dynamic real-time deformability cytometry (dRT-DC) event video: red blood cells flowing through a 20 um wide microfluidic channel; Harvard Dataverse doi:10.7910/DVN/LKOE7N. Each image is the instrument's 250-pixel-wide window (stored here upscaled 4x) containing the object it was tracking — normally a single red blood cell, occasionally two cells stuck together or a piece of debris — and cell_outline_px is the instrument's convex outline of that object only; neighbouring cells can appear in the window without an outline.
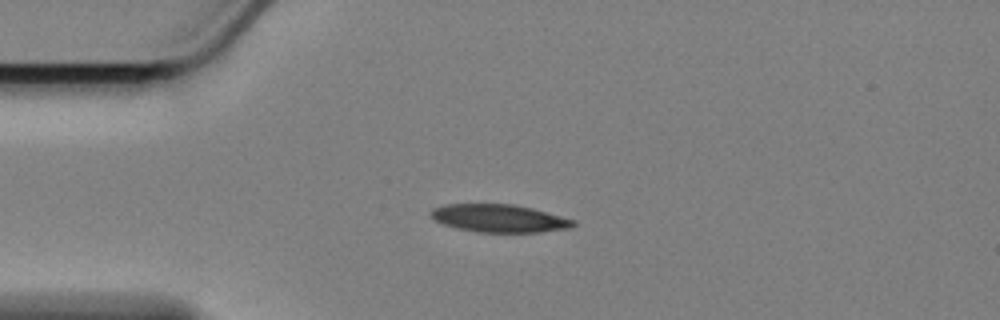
{"species": "Egyptian fruit bat (a non-hibernating species)", "species_latin": "Rousettus aegyptiacus", "temperature_condition": "cold", "stored_images_in_passage": 45, "camera_frame_rate_fps": 3000, "um_per_image_px": 0.085, "animal": {"sex": "female"}, "frame": {"image": 1, "passage_image": 1, "time_ms": 0.0, "image_size_px": [1000, 320], "cell_outline_px": [[576, 224], [572, 228], [540, 232], [476, 232], [456, 228], [444, 224], [436, 220], [428, 212], [432, 208], [444, 204], [512, 204], [532, 208], [576, 220]], "centroid_in_image_um": [42.44, 18.56], "position_along_channel_um": 42.6, "area_um2": 23.18}}
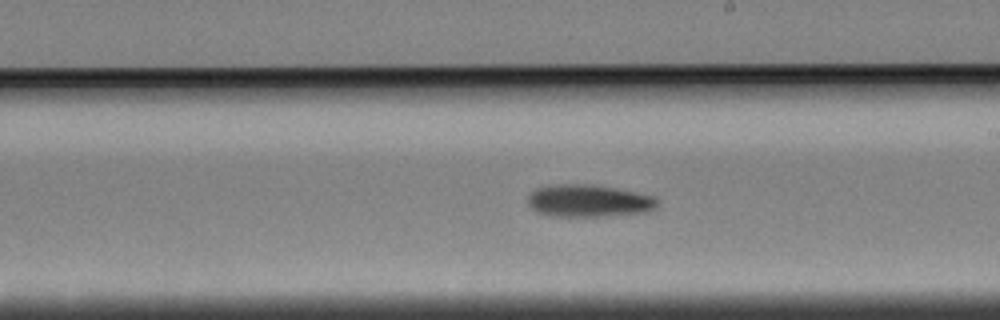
{"frame": {"image": 2, "passage_image": 20, "time_ms": 6.333, "image_size_px": [1000, 320], "cell_outline_px": [[660, 204], [656, 208], [648, 212], [608, 216], [548, 216], [536, 212], [528, 204], [528, 196], [536, 188], [560, 184], [588, 184], [612, 188], [652, 196], [660, 200]], "centroid_in_image_um": [50.05, 17.09], "position_along_channel_um": 239.0, "area_um2": 24.39}}
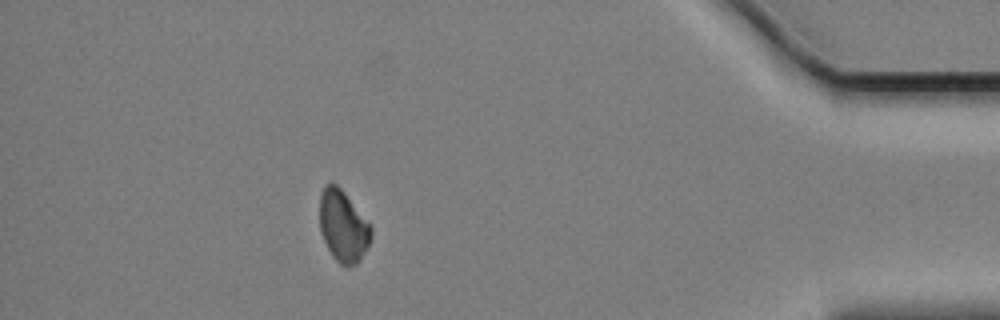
{"frame": {"image": 3, "passage_image": 39, "time_ms": 12.667, "image_size_px": [1000, 320], "cell_outline_px": [[372, 236], [360, 260], [356, 264], [348, 268], [340, 264], [332, 256], [320, 232], [320, 192], [328, 184], [336, 184], [344, 192], [372, 224]], "centroid_in_image_um": [29.18, 19.24], "position_along_channel_um": 406.0, "area_um2": 21.56}, "authors_computed_cell_mechanics": {"area_um2": 23.2934, "velocity_mm_per_s": 3.3992, "shape_relaxation_time_tau1_ms": 5.8, "shape_relaxation_time_tau2_ms": null, "deformation_change_tau1": 0.1019, "deformation_change_tau2": null}}